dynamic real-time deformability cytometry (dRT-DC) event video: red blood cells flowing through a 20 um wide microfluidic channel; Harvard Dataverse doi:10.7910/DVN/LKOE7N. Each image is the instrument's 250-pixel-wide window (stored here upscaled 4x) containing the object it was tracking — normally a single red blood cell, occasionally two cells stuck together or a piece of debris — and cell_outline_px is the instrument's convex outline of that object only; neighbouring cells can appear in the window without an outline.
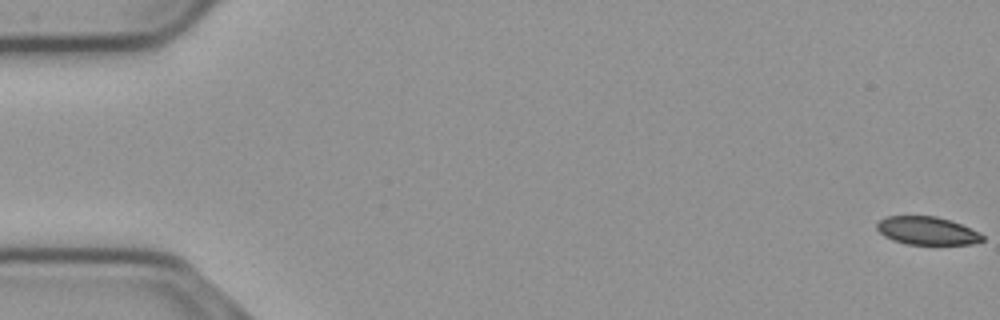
{"species": "common noctule bat (a hibernating species)", "species_latin": "Nyctalus noctula", "temperature_condition": "cold", "stored_images_in_passage": 18, "camera_frame_rate_fps": 3000, "um_per_image_px": 0.085, "animal": {"sex": "male", "body_mass_g": 23.1, "forearm_length_mm": 52.7}, "frame": {"image": 1, "passage_image": 1, "time_ms": 0.0, "image_size_px": [1000, 320], "cell_outline_px": [[984, 240], [972, 244], [904, 244], [892, 240], [884, 236], [876, 228], [876, 224], [884, 216], [936, 216], [960, 224], [980, 232], [984, 236]], "centroid_in_image_um": [78.78, 19.61], "position_along_channel_um": 6.2, "area_um2": 17.28}}
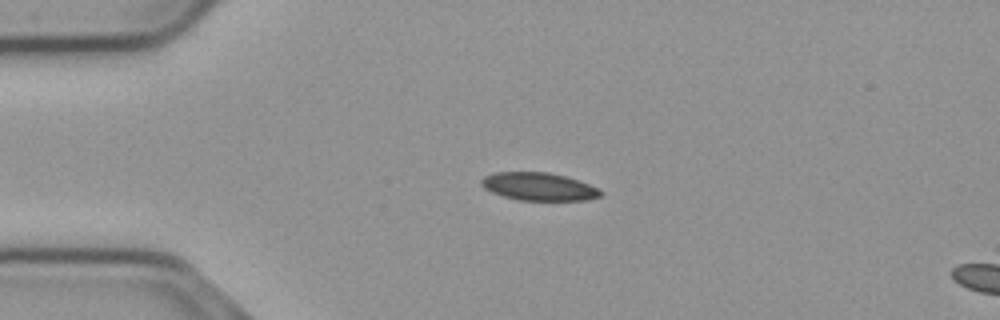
{"frame": {"image": 2, "passage_image": 14, "time_ms": 4.333, "image_size_px": [1000, 320], "cell_outline_px": [[604, 192], [600, 196], [588, 200], [520, 200], [504, 196], [492, 192], [484, 188], [480, 184], [480, 180], [484, 176], [496, 172], [548, 172], [564, 176], [600, 188]], "centroid_in_image_um": [45.8, 15.86], "position_along_channel_um": 39.2, "area_um2": 19.31}}